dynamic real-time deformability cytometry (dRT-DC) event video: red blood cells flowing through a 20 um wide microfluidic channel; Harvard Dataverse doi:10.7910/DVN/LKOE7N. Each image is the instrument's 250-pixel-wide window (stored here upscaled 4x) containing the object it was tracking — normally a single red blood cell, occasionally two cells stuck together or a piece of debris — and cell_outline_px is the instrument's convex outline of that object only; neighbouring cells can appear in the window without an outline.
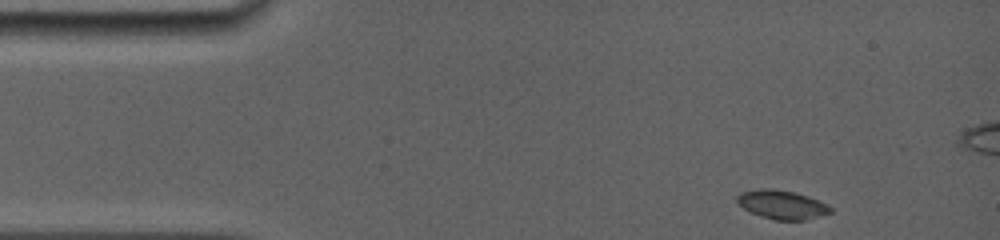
{"species": "common noctule bat (a hibernating species)", "species_latin": "Nyctalus noctula", "temperature_condition": "room temperature", "stored_images_in_passage": 11, "camera_frame_rate_fps": 5000, "um_per_image_px": 0.085, "animal": {"sex": "female", "body_mass_g": 19.0, "forearm_length_mm": 56.7}, "frame": {"image": 1, "passage_image": 1, "time_ms": 0.0, "image_size_px": [1000, 240], "cell_outline_px": [[832, 212], [804, 220], [776, 220], [760, 216], [744, 208], [736, 200], [736, 196], [740, 192], [760, 188], [772, 188], [792, 192], [808, 196], [832, 208]], "centroid_in_image_um": [66.42, 17.39], "position_along_channel_um": 18.6, "area_um2": 15.43}}
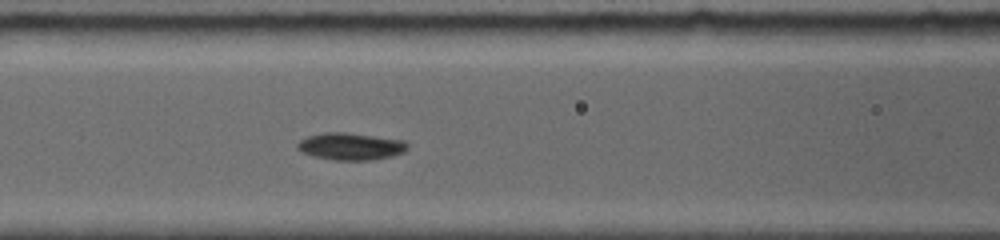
{"frame": {"image": 2, "passage_image": 7, "time_ms": 5.0, "image_size_px": [1000, 240], "cell_outline_px": [[408, 148], [404, 152], [392, 156], [368, 160], [336, 160], [312, 156], [296, 148], [296, 144], [300, 140], [308, 136], [324, 132], [344, 132], [404, 140], [408, 144]], "centroid_in_image_um": [29.8, 12.44], "position_along_channel_um": 136.8, "area_um2": 17.34}}
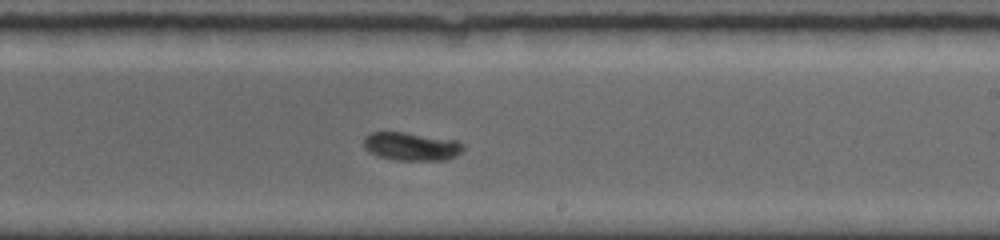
{"frame": {"image": 3, "passage_image": 11, "time_ms": 8.0, "image_size_px": [1000, 240], "cell_outline_px": [[464, 148], [456, 156], [444, 160], [392, 160], [376, 156], [368, 152], [364, 148], [364, 136], [372, 132], [404, 132], [456, 140], [464, 144]], "centroid_in_image_um": [34.93, 12.45], "position_along_channel_um": 254.1, "area_um2": 16.53}}